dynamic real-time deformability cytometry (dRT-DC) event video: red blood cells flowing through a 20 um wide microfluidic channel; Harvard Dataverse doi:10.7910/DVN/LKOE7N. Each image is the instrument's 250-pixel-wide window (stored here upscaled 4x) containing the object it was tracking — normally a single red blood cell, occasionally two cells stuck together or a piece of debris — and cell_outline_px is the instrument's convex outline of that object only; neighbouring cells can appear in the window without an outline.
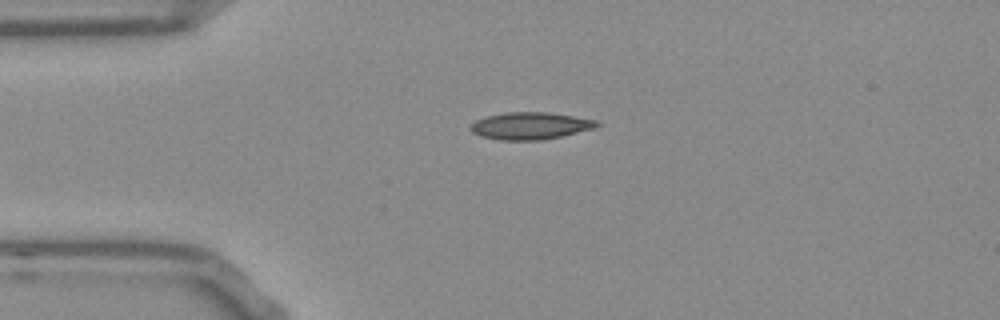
{"species": "Egyptian fruit bat (a non-hibernating species)", "species_latin": "Rousettus aegyptiacus", "temperature_condition": "room temperature", "stored_images_in_passage": 42, "camera_frame_rate_fps": 3000, "um_per_image_px": 0.085, "frame": {"image": 1, "passage_image": 1, "time_ms": 0.0, "image_size_px": [1000, 320], "cell_outline_px": [[600, 124], [596, 128], [544, 140], [500, 140], [480, 136], [472, 132], [468, 128], [476, 120], [488, 116], [508, 112], [548, 112], [596, 120]], "centroid_in_image_um": [45.07, 10.7], "position_along_channel_um": 39.9, "area_um2": 19.94}}
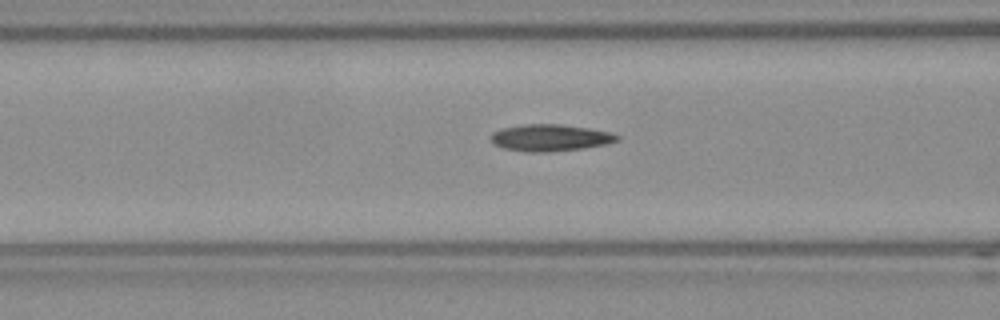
{"frame": {"image": 2, "passage_image": 9, "time_ms": 2.667, "image_size_px": [1000, 320], "cell_outline_px": [[620, 140], [604, 144], [580, 148], [540, 152], [528, 152], [504, 148], [496, 144], [492, 140], [492, 132], [500, 128], [524, 124], [560, 124], [588, 128], [612, 132], [620, 136]], "centroid_in_image_um": [46.77, 11.69], "position_along_channel_um": 119.8, "area_um2": 19.42}}
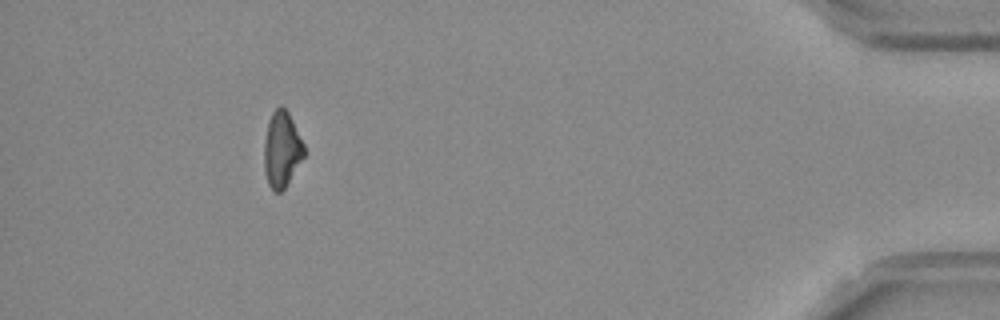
{"frame": {"image": 3, "passage_image": 37, "time_ms": 12.0, "image_size_px": [1000, 320], "cell_outline_px": [[304, 156], [284, 188], [280, 192], [276, 192], [268, 184], [264, 172], [264, 140], [268, 120], [272, 112], [280, 104], [288, 112], [304, 144]], "centroid_in_image_um": [23.93, 12.68], "position_along_channel_um": 411.3, "area_um2": 17.51}}